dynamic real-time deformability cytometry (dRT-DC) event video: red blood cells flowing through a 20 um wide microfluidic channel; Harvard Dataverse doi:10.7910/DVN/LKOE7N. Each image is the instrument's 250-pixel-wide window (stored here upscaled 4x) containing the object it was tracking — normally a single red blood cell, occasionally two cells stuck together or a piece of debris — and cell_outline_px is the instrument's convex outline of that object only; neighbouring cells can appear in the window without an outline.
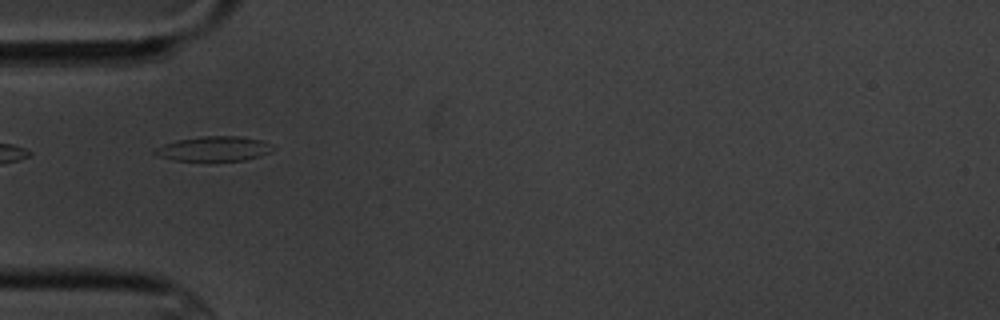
{"species": "common noctule bat (a hibernating species)", "species_latin": "Nyctalus noctula", "temperature_condition": "cold", "stored_images_in_passage": 11, "camera_frame_rate_fps": 3000, "um_per_image_px": 0.085, "animal": {"sex": "male", "body_mass_g": 20.1, "forearm_length_mm": 53.5}, "frame": {"image": 1, "passage_image": 5, "time_ms": 5.333, "image_size_px": [1000, 320], "cell_outline_px": [[276, 148], [272, 152], [260, 156], [244, 160], [172, 160], [160, 156], [152, 152], [156, 148], [164, 144], [176, 140], [200, 136], [240, 136], [260, 140]], "centroid_in_image_um": [18.2, 12.63], "position_along_channel_um": 66.8, "area_um2": 16.88}}
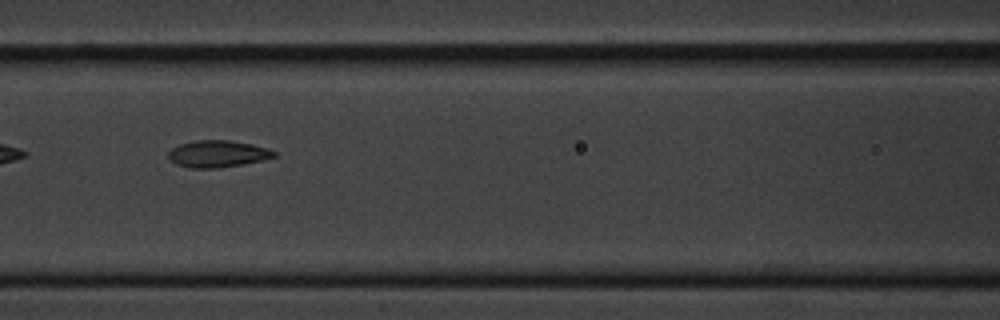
{"frame": {"image": 2, "passage_image": 7, "time_ms": 7.667, "image_size_px": [1000, 320], "cell_outline_px": [[276, 156], [260, 160], [240, 164], [216, 168], [192, 168], [176, 164], [168, 160], [168, 152], [172, 148], [180, 144], [196, 140], [228, 140], [252, 144], [268, 148], [276, 152]], "centroid_in_image_um": [18.46, 13.07], "position_along_channel_um": 148.1, "area_um2": 16.42}}
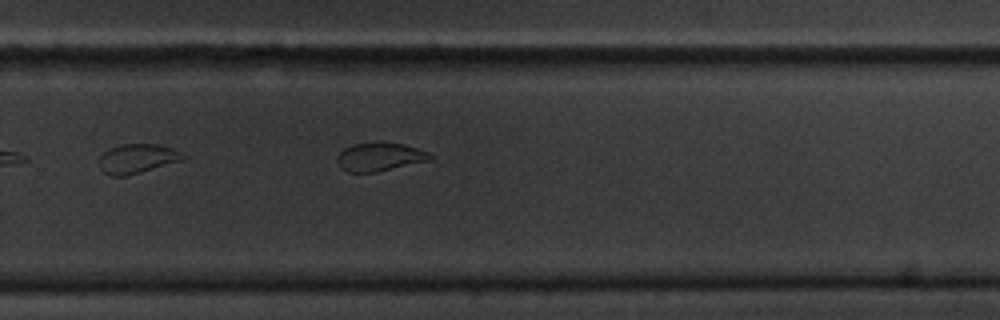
{"frame": {"image": 3, "passage_image": 11, "time_ms": 12.0, "image_size_px": [1000, 320], "cell_outline_px": [[436, 156], [432, 160], [376, 172], [348, 172], [340, 168], [336, 160], [336, 156], [344, 148], [352, 144], [404, 144], [428, 152]], "centroid_in_image_um": [32.29, 13.36], "position_along_channel_um": 297.5, "area_um2": 15.2}}